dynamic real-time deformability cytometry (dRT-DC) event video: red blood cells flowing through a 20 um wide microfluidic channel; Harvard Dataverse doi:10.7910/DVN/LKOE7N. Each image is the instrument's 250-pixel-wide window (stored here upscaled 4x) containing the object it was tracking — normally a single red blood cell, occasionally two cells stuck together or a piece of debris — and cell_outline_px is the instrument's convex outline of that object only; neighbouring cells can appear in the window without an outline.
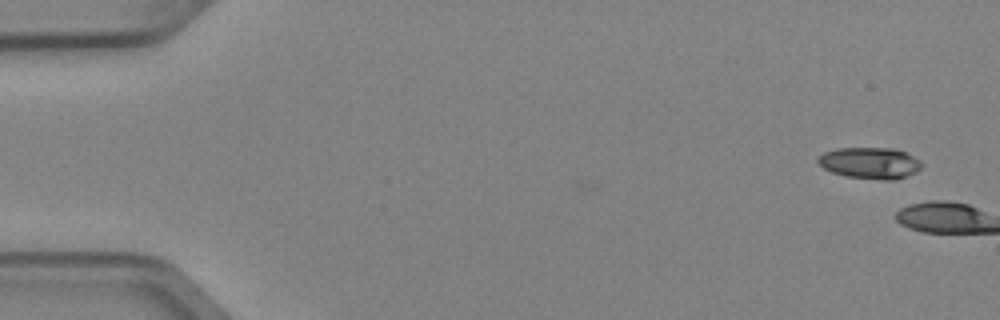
{"species": "Egyptian fruit bat (a non-hibernating species)", "species_latin": "Rousettus aegyptiacus", "temperature_condition": "cold", "stored_images_in_passage": 2, "camera_frame_rate_fps": 3000, "um_per_image_px": 0.085, "animal": {"sex": "female"}, "frame": {"image": 1, "passage_image": 1, "time_ms": 0.0, "image_size_px": [1000, 320], "cell_outline_px": [[920, 168], [916, 172], [896, 180], [884, 180], [844, 176], [832, 172], [824, 168], [816, 160], [816, 156], [824, 152], [836, 148], [892, 148], [904, 152], [920, 160]], "centroid_in_image_um": [73.91, 13.85], "position_along_channel_um": 11.1, "area_um2": 18.96}}